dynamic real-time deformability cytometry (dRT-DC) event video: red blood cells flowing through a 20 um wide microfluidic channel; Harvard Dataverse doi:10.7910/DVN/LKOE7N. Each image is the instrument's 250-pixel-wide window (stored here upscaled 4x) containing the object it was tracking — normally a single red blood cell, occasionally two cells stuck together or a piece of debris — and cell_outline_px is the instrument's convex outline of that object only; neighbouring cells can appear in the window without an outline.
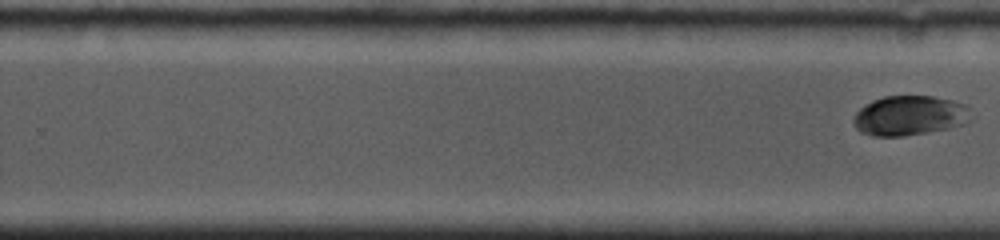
{"species": "common noctule bat (a hibernating species)", "species_latin": "Nyctalus noctula", "temperature_condition": "cold", "stored_images_in_passage": 16, "segment_of_instrument_passage": [2, 2], "camera_frame_rate_fps": 5000, "um_per_image_px": 0.085, "animal": {"sex": "female", "body_mass_g": 19.0, "forearm_length_mm": 53.3}, "frame": {"image": 1, "passage_image": 16, "time_ms": 10.2, "image_size_px": [1000, 240], "cell_outline_px": [[972, 108], [964, 124], [948, 128], [928, 132], [904, 136], [872, 136], [860, 132], [856, 128], [852, 120], [856, 112], [864, 104], [872, 100], [884, 96], [932, 96], [952, 100], [964, 104]], "centroid_in_image_um": [77.27, 9.82], "position_along_channel_um": 252.5, "area_um2": 27.28}}